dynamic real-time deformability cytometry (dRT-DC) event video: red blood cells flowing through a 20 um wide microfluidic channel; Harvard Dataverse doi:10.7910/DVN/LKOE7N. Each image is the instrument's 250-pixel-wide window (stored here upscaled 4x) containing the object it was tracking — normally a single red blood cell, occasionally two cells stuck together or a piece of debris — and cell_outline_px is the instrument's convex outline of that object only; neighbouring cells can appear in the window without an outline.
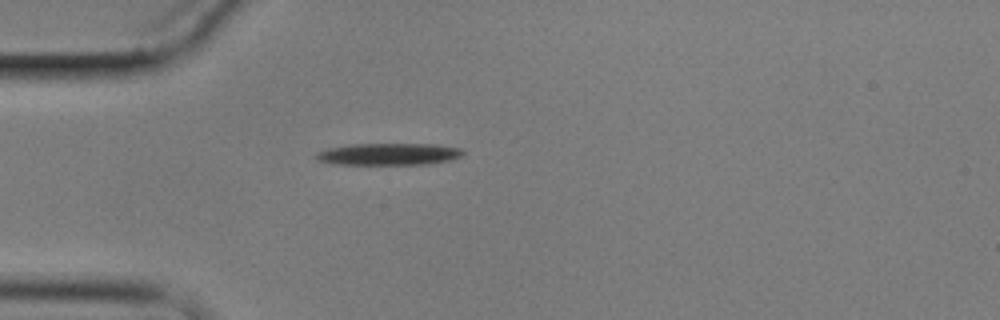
{"species": "common noctule bat (a hibernating species)", "species_latin": "Nyctalus noctula", "temperature_condition": "cold", "stored_images_in_passage": 2, "camera_frame_rate_fps": 3000, "um_per_image_px": 0.085, "animal": {"sex": "male", "body_mass_g": 17.9}, "frame": {"image": 1, "passage_image": 2, "time_ms": 1.333, "image_size_px": [1000, 320], "cell_outline_px": [[464, 152], [460, 156], [452, 160], [428, 164], [332, 164], [316, 160], [312, 156], [316, 152], [328, 148], [348, 144], [436, 144], [460, 148]], "centroid_in_image_um": [32.98, 13.1], "position_along_channel_um": 52.0, "area_um2": 18.96}}